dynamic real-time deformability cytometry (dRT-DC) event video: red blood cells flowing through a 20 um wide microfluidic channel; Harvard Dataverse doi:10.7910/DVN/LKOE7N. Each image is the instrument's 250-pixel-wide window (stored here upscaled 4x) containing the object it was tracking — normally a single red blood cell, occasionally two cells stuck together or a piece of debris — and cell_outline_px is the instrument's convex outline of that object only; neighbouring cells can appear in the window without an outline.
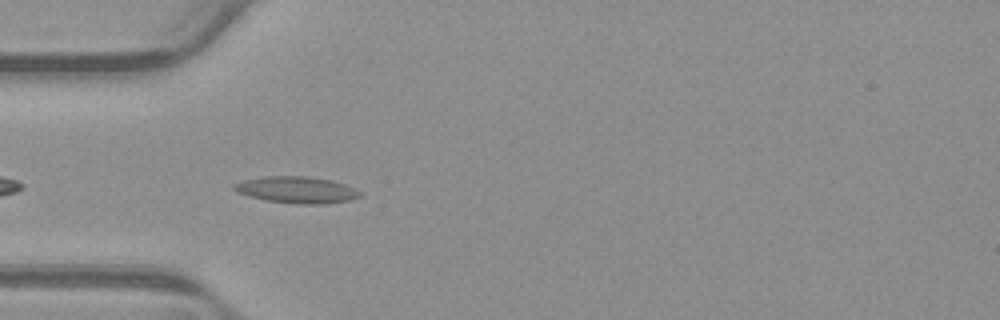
{"species": "common noctule bat (a hibernating species)", "species_latin": "Nyctalus noctula", "temperature_condition": "warm", "stored_images_in_passage": 39, "camera_frame_rate_fps": 3000, "um_per_image_px": 0.085, "animal": {"sex": "male", "body_mass_g": 23.1, "forearm_length_mm": 52.7}, "frame": {"image": 1, "passage_image": 3, "time_ms": 0.667, "image_size_px": [1000, 320], "cell_outline_px": [[360, 196], [352, 200], [324, 204], [296, 204], [268, 200], [248, 196], [236, 192], [232, 188], [232, 184], [244, 180], [264, 176], [308, 176], [332, 180], [344, 184], [360, 192]], "centroid_in_image_um": [25.19, 16.13], "position_along_channel_um": 59.8, "area_um2": 19.54}}
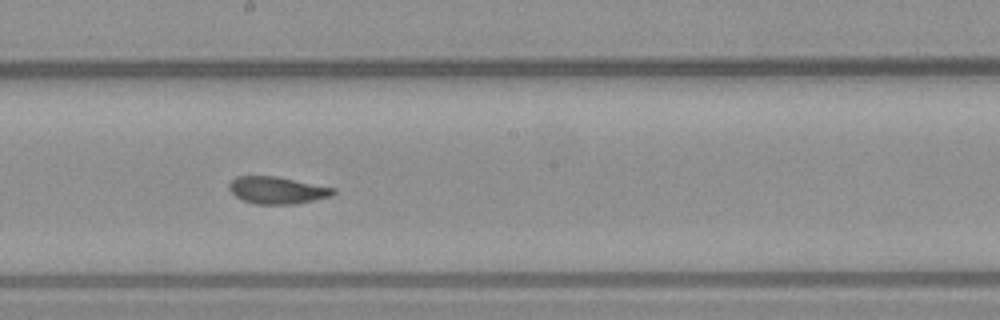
{"frame": {"image": 2, "passage_image": 16, "time_ms": 5.0, "image_size_px": [1000, 320], "cell_outline_px": [[336, 192], [332, 196], [296, 204], [256, 204], [244, 200], [236, 196], [228, 188], [228, 184], [236, 176], [276, 176], [336, 188]], "centroid_in_image_um": [23.58, 16.16], "position_along_channel_um": 224.6, "area_um2": 16.47}}
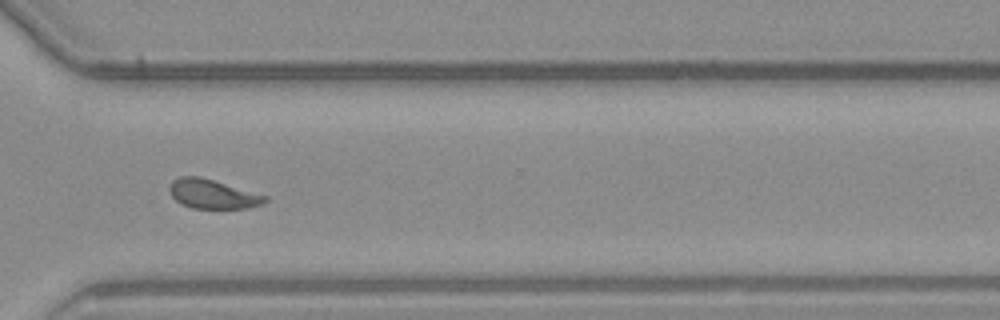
{"frame": {"image": 3, "passage_image": 26, "time_ms": 8.333, "image_size_px": [1000, 320], "cell_outline_px": [[268, 200], [264, 204], [248, 208], [192, 208], [180, 204], [172, 196], [168, 188], [172, 180], [180, 176], [200, 176], [268, 196]], "centroid_in_image_um": [18.07, 16.49], "position_along_channel_um": 352.5, "area_um2": 16.36}, "authors_computed_cell_mechanics": {"area_um2": 16.473, "velocity_mm_per_s": 3.8369, "shape_relaxation_time_tau1_ms": 10.6083, "shape_relaxation_time_tau2_ms": 1.4332, "deformation_change_tau1": 0.2253, "deformation_change_tau2": 0.0585}}